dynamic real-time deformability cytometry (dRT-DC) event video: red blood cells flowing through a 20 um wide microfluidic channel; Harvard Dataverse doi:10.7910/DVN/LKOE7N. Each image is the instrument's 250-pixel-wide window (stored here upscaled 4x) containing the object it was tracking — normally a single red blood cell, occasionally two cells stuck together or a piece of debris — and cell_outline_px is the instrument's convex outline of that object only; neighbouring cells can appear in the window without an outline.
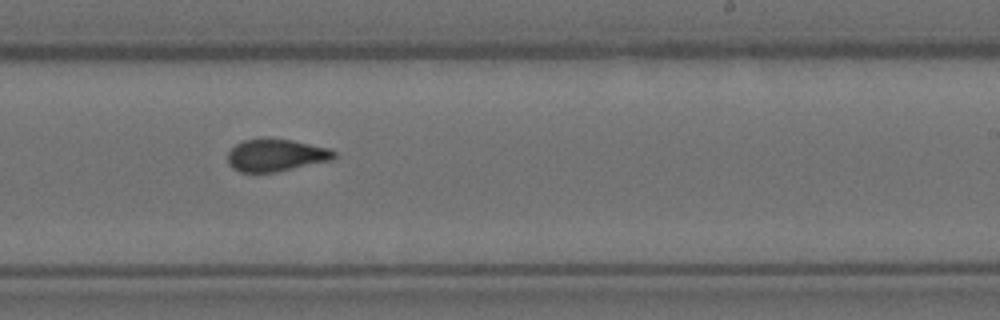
{"species": "Egyptian fruit bat (a non-hibernating species)", "species_latin": "Rousettus aegyptiacus", "temperature_condition": "room temperature", "stored_images_in_passage": 17, "camera_frame_rate_fps": 3000, "um_per_image_px": 0.085, "animal": {"sex": "female"}, "frame": {"image": 1, "passage_image": 10, "time_ms": 3.0, "image_size_px": [1000, 320], "cell_outline_px": [[336, 156], [332, 160], [276, 172], [240, 172], [232, 168], [228, 164], [228, 152], [236, 144], [244, 140], [292, 140], [328, 148], [336, 152]], "centroid_in_image_um": [23.46, 13.22], "position_along_channel_um": 265.5, "area_um2": 19.65}}
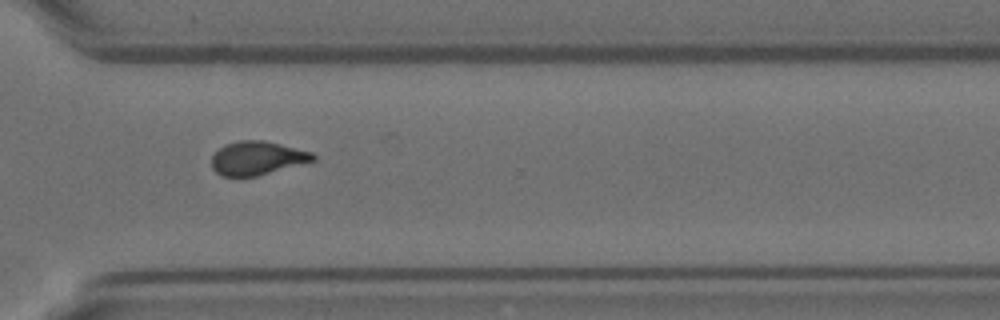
{"frame": {"image": 2, "passage_image": 12, "time_ms": 3.667, "image_size_px": [1000, 320], "cell_outline_px": [[316, 160], [256, 176], [240, 180], [224, 176], [216, 172], [212, 168], [212, 156], [224, 144], [240, 140], [264, 140], [312, 152], [316, 156]], "centroid_in_image_um": [21.82, 13.47], "position_along_channel_um": 348.8, "area_um2": 20.17}}